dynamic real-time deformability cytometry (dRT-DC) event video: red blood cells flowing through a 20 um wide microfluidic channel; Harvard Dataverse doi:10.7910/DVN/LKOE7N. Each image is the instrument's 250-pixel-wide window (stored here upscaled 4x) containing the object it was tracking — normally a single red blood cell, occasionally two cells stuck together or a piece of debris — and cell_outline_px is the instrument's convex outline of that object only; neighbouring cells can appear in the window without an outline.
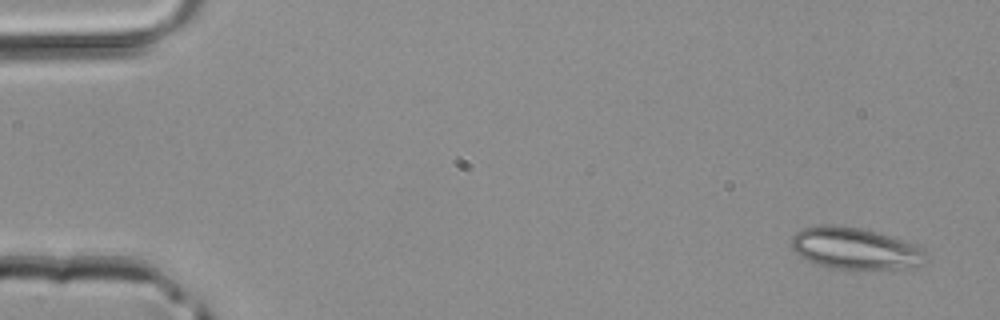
{"species": "common noctule bat (a hibernating species)", "species_latin": "Nyctalus noctula", "temperature_condition": "room temperature", "stored_images_in_passage": 5, "camera_frame_rate_fps": 3000, "um_per_image_px": 0.085, "animal": {"sex": "male", "body_mass_g": 20.4}, "frame": {"image": 1, "passage_image": 1, "time_ms": 0.0, "image_size_px": [1000, 320], "cell_outline_px": [[924, 264], [892, 268], [832, 268], [808, 260], [800, 256], [792, 248], [792, 236], [796, 232], [804, 228], [824, 224], [832, 224], [856, 228], [876, 232], [912, 244], [920, 248], [924, 252]], "centroid_in_image_um": [72.6, 21.1], "position_along_channel_um": 12.4, "area_um2": 31.5}}
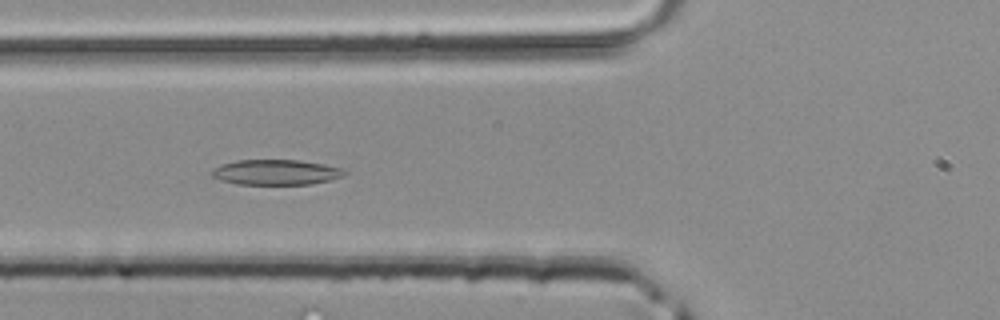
{"frame": {"image": 2, "passage_image": 5, "time_ms": 1.333, "image_size_px": [1000, 320], "cell_outline_px": [[348, 172], [344, 176], [312, 184], [236, 184], [220, 180], [212, 176], [208, 172], [212, 168], [220, 164], [236, 160], [300, 160], [324, 164], [344, 168]], "centroid_in_image_um": [23.43, 14.63], "position_along_channel_um": 102.4, "area_um2": 19.83}}